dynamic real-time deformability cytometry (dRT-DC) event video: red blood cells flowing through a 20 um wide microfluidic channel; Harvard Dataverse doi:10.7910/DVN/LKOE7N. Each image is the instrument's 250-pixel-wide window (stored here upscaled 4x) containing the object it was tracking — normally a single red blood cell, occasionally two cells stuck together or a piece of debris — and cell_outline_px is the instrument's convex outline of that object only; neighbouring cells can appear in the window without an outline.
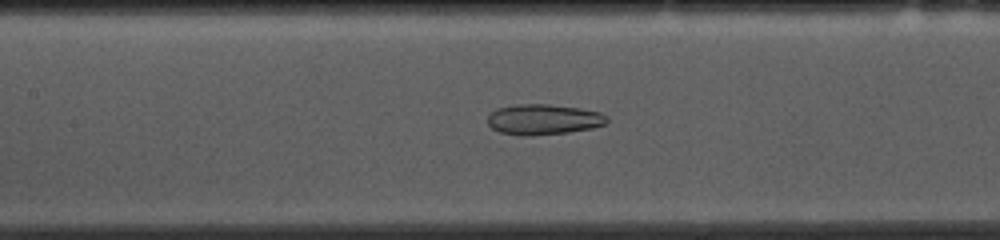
{"species": "common noctule bat (a hibernating species)", "species_latin": "Nyctalus noctula", "temperature_condition": "cold", "stored_images_in_passage": 53, "camera_frame_rate_fps": 3000, "um_per_image_px": 0.085, "animal": {"sex": "female", "body_mass_g": 10.0, "forearm_length_mm": 53.1}, "frame": {"image": 1, "passage_image": 23, "time_ms": 7.333, "image_size_px": [1000, 240], "cell_outline_px": [[608, 120], [604, 124], [592, 128], [568, 132], [532, 136], [520, 136], [500, 132], [492, 128], [488, 124], [488, 116], [496, 108], [516, 104], [548, 104], [580, 108], [600, 112], [608, 116]], "centroid_in_image_um": [46.18, 10.15], "position_along_channel_um": 161.2, "area_um2": 21.33}}
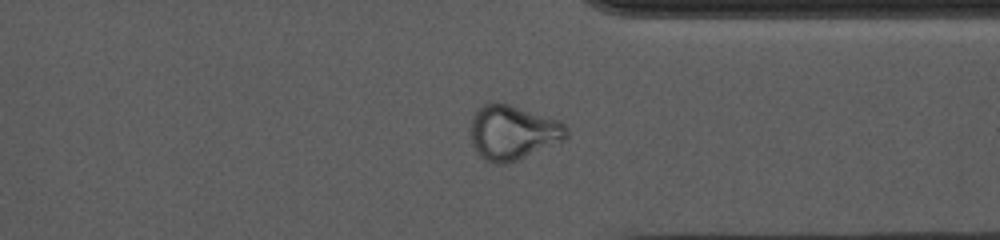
{"frame": {"image": 2, "passage_image": 40, "time_ms": 13.0, "image_size_px": [1000, 240], "cell_outline_px": [[568, 136], [564, 140], [516, 160], [504, 164], [496, 164], [484, 160], [480, 156], [472, 144], [472, 116], [476, 108], [480, 104], [488, 100], [496, 100], [560, 120], [568, 128]], "centroid_in_image_um": [43.57, 11.21], "position_along_channel_um": 367.8, "area_um2": 30.81}}
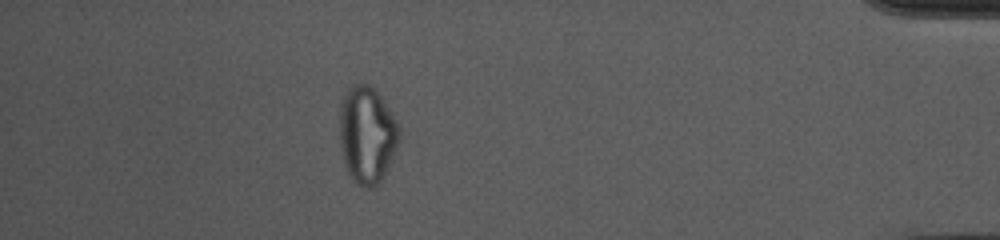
{"frame": {"image": 3, "passage_image": 47, "time_ms": 15.333, "image_size_px": [1000, 240], "cell_outline_px": [[400, 144], [384, 176], [376, 184], [364, 188], [352, 180], [344, 164], [340, 148], [340, 104], [344, 92], [352, 84], [368, 84], [380, 96], [396, 120], [400, 128]], "centroid_in_image_um": [31.19, 11.46], "position_along_channel_um": 404.0, "area_um2": 33.93}, "authors_computed_cell_mechanics": {"area_um2": 27.3394, "velocity_mm_per_s": 3.6992, "shape_relaxation_time_tau1_ms": null, "shape_relaxation_time_tau2_ms": 2.5237, "deformation_change_tau1": null, "deformation_change_tau2": 0.0899}}